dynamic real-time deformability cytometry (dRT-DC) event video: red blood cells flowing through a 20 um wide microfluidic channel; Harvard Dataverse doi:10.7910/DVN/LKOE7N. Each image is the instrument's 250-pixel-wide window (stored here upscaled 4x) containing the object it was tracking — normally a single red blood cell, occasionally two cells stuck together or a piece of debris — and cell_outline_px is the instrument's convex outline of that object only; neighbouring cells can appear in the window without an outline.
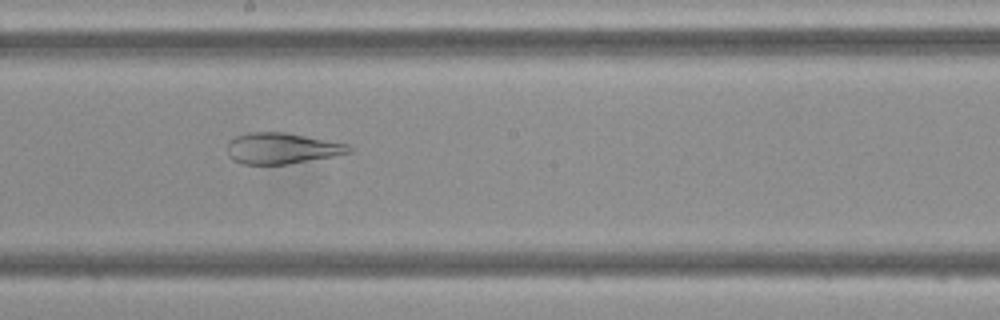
{"species": "Egyptian fruit bat (a non-hibernating species)", "species_latin": "Rousettus aegyptiacus", "temperature_condition": "cold", "stored_images_in_passage": 48, "camera_frame_rate_fps": 3000, "um_per_image_px": 0.085, "frame": {"image": 1, "passage_image": 26, "time_ms": 8.333, "image_size_px": [1000, 320], "cell_outline_px": [[352, 152], [332, 156], [288, 164], [244, 164], [232, 160], [228, 156], [228, 140], [236, 136], [248, 132], [284, 132], [348, 144], [352, 148]], "centroid_in_image_um": [23.92, 12.6], "position_along_channel_um": 224.3, "area_um2": 21.91}}
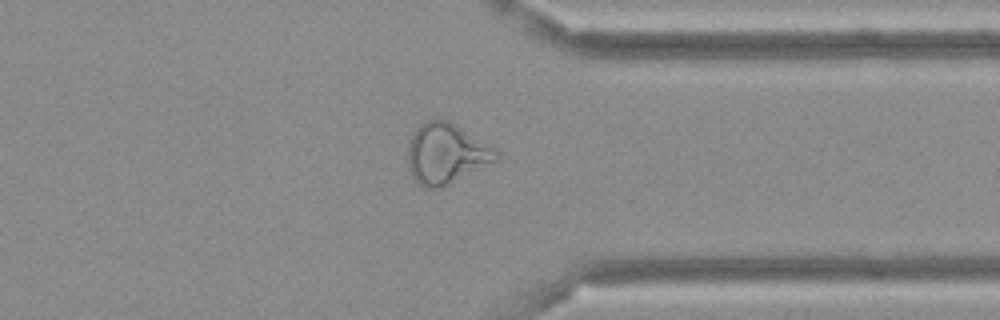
{"frame": {"image": 2, "passage_image": 37, "time_ms": 12.0, "image_size_px": [1000, 320], "cell_outline_px": [[500, 156], [496, 160], [440, 188], [432, 188], [420, 184], [412, 176], [408, 164], [408, 144], [416, 128], [424, 120], [448, 120], [456, 124], [500, 152]], "centroid_in_image_um": [37.9, 13.03], "position_along_channel_um": 373.5, "area_um2": 30.52}}
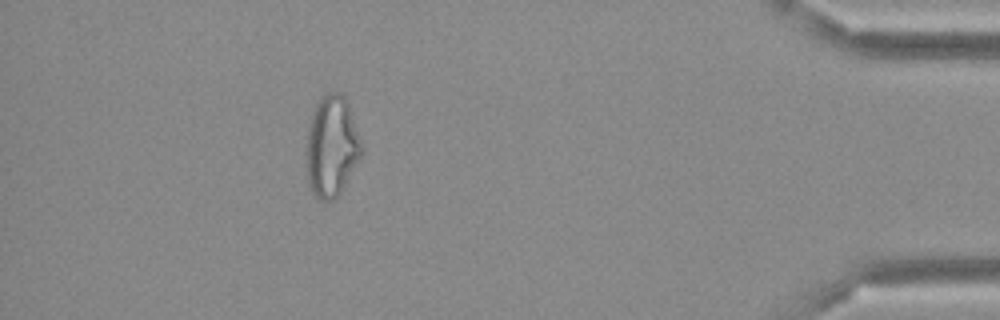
{"frame": {"image": 3, "passage_image": 43, "time_ms": 14.0, "image_size_px": [1000, 320], "cell_outline_px": [[364, 152], [336, 200], [320, 200], [312, 192], [308, 184], [304, 164], [304, 148], [308, 124], [312, 112], [320, 96], [324, 92], [340, 92], [344, 96], [348, 104], [364, 144]], "centroid_in_image_um": [28.17, 12.44], "position_along_channel_um": 407.0, "area_um2": 33.87}}